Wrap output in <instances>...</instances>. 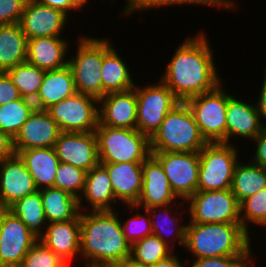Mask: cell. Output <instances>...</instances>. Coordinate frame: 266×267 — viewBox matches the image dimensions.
<instances>
[{
    "instance_id": "cb8c5ba5",
    "label": "cell",
    "mask_w": 266,
    "mask_h": 267,
    "mask_svg": "<svg viewBox=\"0 0 266 267\" xmlns=\"http://www.w3.org/2000/svg\"><path fill=\"white\" fill-rule=\"evenodd\" d=\"M64 39L61 36L28 39L27 62L45 71L66 66L68 64V58L66 57L70 42L68 39Z\"/></svg>"
},
{
    "instance_id": "277c9868",
    "label": "cell",
    "mask_w": 266,
    "mask_h": 267,
    "mask_svg": "<svg viewBox=\"0 0 266 267\" xmlns=\"http://www.w3.org/2000/svg\"><path fill=\"white\" fill-rule=\"evenodd\" d=\"M206 144L185 102H180L165 116L150 138L151 152H200Z\"/></svg>"
},
{
    "instance_id": "44dd1931",
    "label": "cell",
    "mask_w": 266,
    "mask_h": 267,
    "mask_svg": "<svg viewBox=\"0 0 266 267\" xmlns=\"http://www.w3.org/2000/svg\"><path fill=\"white\" fill-rule=\"evenodd\" d=\"M40 240L71 266L80 254V213L75 219L47 223Z\"/></svg>"
},
{
    "instance_id": "d6986e66",
    "label": "cell",
    "mask_w": 266,
    "mask_h": 267,
    "mask_svg": "<svg viewBox=\"0 0 266 267\" xmlns=\"http://www.w3.org/2000/svg\"><path fill=\"white\" fill-rule=\"evenodd\" d=\"M99 123L112 128L137 129L135 89L105 94L99 100Z\"/></svg>"
},
{
    "instance_id": "4fadbf2b",
    "label": "cell",
    "mask_w": 266,
    "mask_h": 267,
    "mask_svg": "<svg viewBox=\"0 0 266 267\" xmlns=\"http://www.w3.org/2000/svg\"><path fill=\"white\" fill-rule=\"evenodd\" d=\"M38 239L8 209H0V267H19Z\"/></svg>"
},
{
    "instance_id": "d4e9b609",
    "label": "cell",
    "mask_w": 266,
    "mask_h": 267,
    "mask_svg": "<svg viewBox=\"0 0 266 267\" xmlns=\"http://www.w3.org/2000/svg\"><path fill=\"white\" fill-rule=\"evenodd\" d=\"M75 93L74 77L68 64L59 69L46 71L38 94L33 100L35 109L46 110Z\"/></svg>"
},
{
    "instance_id": "e575fe53",
    "label": "cell",
    "mask_w": 266,
    "mask_h": 267,
    "mask_svg": "<svg viewBox=\"0 0 266 267\" xmlns=\"http://www.w3.org/2000/svg\"><path fill=\"white\" fill-rule=\"evenodd\" d=\"M173 249L158 236L151 234L131 245L130 260L146 266H152L167 258Z\"/></svg>"
},
{
    "instance_id": "d6a6232c",
    "label": "cell",
    "mask_w": 266,
    "mask_h": 267,
    "mask_svg": "<svg viewBox=\"0 0 266 267\" xmlns=\"http://www.w3.org/2000/svg\"><path fill=\"white\" fill-rule=\"evenodd\" d=\"M34 109V102L22 97L0 105V130L14 139Z\"/></svg>"
},
{
    "instance_id": "8d00e7d4",
    "label": "cell",
    "mask_w": 266,
    "mask_h": 267,
    "mask_svg": "<svg viewBox=\"0 0 266 267\" xmlns=\"http://www.w3.org/2000/svg\"><path fill=\"white\" fill-rule=\"evenodd\" d=\"M239 206L241 225L250 235L249 223L260 226L266 221V188L243 200Z\"/></svg>"
},
{
    "instance_id": "db71d44e",
    "label": "cell",
    "mask_w": 266,
    "mask_h": 267,
    "mask_svg": "<svg viewBox=\"0 0 266 267\" xmlns=\"http://www.w3.org/2000/svg\"><path fill=\"white\" fill-rule=\"evenodd\" d=\"M261 227H266V221L260 225ZM266 229V228H265Z\"/></svg>"
},
{
    "instance_id": "ac0fdd59",
    "label": "cell",
    "mask_w": 266,
    "mask_h": 267,
    "mask_svg": "<svg viewBox=\"0 0 266 267\" xmlns=\"http://www.w3.org/2000/svg\"><path fill=\"white\" fill-rule=\"evenodd\" d=\"M142 171V190L135 206L148 209L180 202L170 187L163 167L152 154L143 162Z\"/></svg>"
},
{
    "instance_id": "f907efd6",
    "label": "cell",
    "mask_w": 266,
    "mask_h": 267,
    "mask_svg": "<svg viewBox=\"0 0 266 267\" xmlns=\"http://www.w3.org/2000/svg\"><path fill=\"white\" fill-rule=\"evenodd\" d=\"M86 267H120L116 264L109 263V262H98V261H89L85 260Z\"/></svg>"
},
{
    "instance_id": "7bdbcfd3",
    "label": "cell",
    "mask_w": 266,
    "mask_h": 267,
    "mask_svg": "<svg viewBox=\"0 0 266 267\" xmlns=\"http://www.w3.org/2000/svg\"><path fill=\"white\" fill-rule=\"evenodd\" d=\"M21 95L7 72H0V105L18 100Z\"/></svg>"
},
{
    "instance_id": "e0dca14e",
    "label": "cell",
    "mask_w": 266,
    "mask_h": 267,
    "mask_svg": "<svg viewBox=\"0 0 266 267\" xmlns=\"http://www.w3.org/2000/svg\"><path fill=\"white\" fill-rule=\"evenodd\" d=\"M61 130L46 110L34 109L13 139L15 154L30 148L54 147Z\"/></svg>"
},
{
    "instance_id": "5bb4252c",
    "label": "cell",
    "mask_w": 266,
    "mask_h": 267,
    "mask_svg": "<svg viewBox=\"0 0 266 267\" xmlns=\"http://www.w3.org/2000/svg\"><path fill=\"white\" fill-rule=\"evenodd\" d=\"M37 191L32 175L18 154L0 161V209H8Z\"/></svg>"
},
{
    "instance_id": "30bf717a",
    "label": "cell",
    "mask_w": 266,
    "mask_h": 267,
    "mask_svg": "<svg viewBox=\"0 0 266 267\" xmlns=\"http://www.w3.org/2000/svg\"><path fill=\"white\" fill-rule=\"evenodd\" d=\"M138 86L135 84L137 97V130L151 138L159 129L165 116L180 101L173 92L161 81Z\"/></svg>"
},
{
    "instance_id": "bcb514c9",
    "label": "cell",
    "mask_w": 266,
    "mask_h": 267,
    "mask_svg": "<svg viewBox=\"0 0 266 267\" xmlns=\"http://www.w3.org/2000/svg\"><path fill=\"white\" fill-rule=\"evenodd\" d=\"M14 154L13 139L7 133L0 130V161Z\"/></svg>"
},
{
    "instance_id": "4dcf8cb0",
    "label": "cell",
    "mask_w": 266,
    "mask_h": 267,
    "mask_svg": "<svg viewBox=\"0 0 266 267\" xmlns=\"http://www.w3.org/2000/svg\"><path fill=\"white\" fill-rule=\"evenodd\" d=\"M178 204L180 207L182 206L180 203H175V205L169 204V205H165V206H156V207H150V208L146 209L148 211V213L150 215V219H151L152 234L158 236L162 241H164L167 245H169L173 250H175L174 247H175L176 241H178L177 243L179 245H181L182 247L185 246V235H186L187 223L186 224L182 223L181 221H183L184 218L182 217L181 219H179L177 214H176V216H173L172 211H171L172 210L171 208L176 207ZM158 210H160V211H158ZM157 211L159 212L160 215L157 213ZM161 211L165 212L164 214L162 213L163 218L161 217V215H162L160 213ZM170 214H172V216ZM164 215H166L165 218H164ZM157 216H160V218ZM155 219L156 220L158 219V221L159 220H162V221L158 222ZM163 222L165 224H163ZM164 226H166V227H164ZM163 228H165V229H163ZM166 228L168 230H170V229L171 230L173 229V230L170 233V232H168V230ZM173 231H174V234H173ZM172 234H173L172 238L168 237L169 235L171 236ZM168 238H171L173 240L169 241Z\"/></svg>"
},
{
    "instance_id": "ab89813d",
    "label": "cell",
    "mask_w": 266,
    "mask_h": 267,
    "mask_svg": "<svg viewBox=\"0 0 266 267\" xmlns=\"http://www.w3.org/2000/svg\"><path fill=\"white\" fill-rule=\"evenodd\" d=\"M194 5L195 3L192 0H127L125 5V9H123V15L125 17H131L130 14H134L141 11L152 10L153 8L157 9V7L163 6H174V5ZM125 10V11H124ZM130 15V16H129Z\"/></svg>"
},
{
    "instance_id": "5b68a950",
    "label": "cell",
    "mask_w": 266,
    "mask_h": 267,
    "mask_svg": "<svg viewBox=\"0 0 266 267\" xmlns=\"http://www.w3.org/2000/svg\"><path fill=\"white\" fill-rule=\"evenodd\" d=\"M80 35L76 56L68 59L77 93L100 100L103 97L101 67L104 54L112 47L108 38Z\"/></svg>"
},
{
    "instance_id": "2e32d148",
    "label": "cell",
    "mask_w": 266,
    "mask_h": 267,
    "mask_svg": "<svg viewBox=\"0 0 266 267\" xmlns=\"http://www.w3.org/2000/svg\"><path fill=\"white\" fill-rule=\"evenodd\" d=\"M54 149L60 162L87 172L99 163L95 132H61Z\"/></svg>"
},
{
    "instance_id": "9a60e30c",
    "label": "cell",
    "mask_w": 266,
    "mask_h": 267,
    "mask_svg": "<svg viewBox=\"0 0 266 267\" xmlns=\"http://www.w3.org/2000/svg\"><path fill=\"white\" fill-rule=\"evenodd\" d=\"M69 16L59 9L27 0L19 24L28 39L62 36Z\"/></svg>"
},
{
    "instance_id": "1f68e13d",
    "label": "cell",
    "mask_w": 266,
    "mask_h": 267,
    "mask_svg": "<svg viewBox=\"0 0 266 267\" xmlns=\"http://www.w3.org/2000/svg\"><path fill=\"white\" fill-rule=\"evenodd\" d=\"M8 210L23 221L37 239L44 235L47 219L39 190L18 200Z\"/></svg>"
},
{
    "instance_id": "60d3db41",
    "label": "cell",
    "mask_w": 266,
    "mask_h": 267,
    "mask_svg": "<svg viewBox=\"0 0 266 267\" xmlns=\"http://www.w3.org/2000/svg\"><path fill=\"white\" fill-rule=\"evenodd\" d=\"M250 264V256H225L195 259L189 267H250Z\"/></svg>"
},
{
    "instance_id": "3957f363",
    "label": "cell",
    "mask_w": 266,
    "mask_h": 267,
    "mask_svg": "<svg viewBox=\"0 0 266 267\" xmlns=\"http://www.w3.org/2000/svg\"><path fill=\"white\" fill-rule=\"evenodd\" d=\"M251 238L241 223L202 224L188 221L184 249L189 250L195 259L250 256L252 265Z\"/></svg>"
},
{
    "instance_id": "816d5d0a",
    "label": "cell",
    "mask_w": 266,
    "mask_h": 267,
    "mask_svg": "<svg viewBox=\"0 0 266 267\" xmlns=\"http://www.w3.org/2000/svg\"><path fill=\"white\" fill-rule=\"evenodd\" d=\"M120 267H150V266H146L143 264H139L136 262L131 261L130 259H128L124 264H122Z\"/></svg>"
},
{
    "instance_id": "ffe728a7",
    "label": "cell",
    "mask_w": 266,
    "mask_h": 267,
    "mask_svg": "<svg viewBox=\"0 0 266 267\" xmlns=\"http://www.w3.org/2000/svg\"><path fill=\"white\" fill-rule=\"evenodd\" d=\"M255 104V105H254ZM249 104L231 96L226 109V143H231V138L243 137L253 140L263 130L260 114L256 103ZM236 136V137H235Z\"/></svg>"
},
{
    "instance_id": "7402d4cb",
    "label": "cell",
    "mask_w": 266,
    "mask_h": 267,
    "mask_svg": "<svg viewBox=\"0 0 266 267\" xmlns=\"http://www.w3.org/2000/svg\"><path fill=\"white\" fill-rule=\"evenodd\" d=\"M102 165L109 174L116 201H121L126 206L136 205L142 190L143 163L123 162Z\"/></svg>"
},
{
    "instance_id": "52a82bcc",
    "label": "cell",
    "mask_w": 266,
    "mask_h": 267,
    "mask_svg": "<svg viewBox=\"0 0 266 267\" xmlns=\"http://www.w3.org/2000/svg\"><path fill=\"white\" fill-rule=\"evenodd\" d=\"M235 144L207 143L199 152L197 191L231 189L233 172L239 158Z\"/></svg>"
},
{
    "instance_id": "74e56055",
    "label": "cell",
    "mask_w": 266,
    "mask_h": 267,
    "mask_svg": "<svg viewBox=\"0 0 266 267\" xmlns=\"http://www.w3.org/2000/svg\"><path fill=\"white\" fill-rule=\"evenodd\" d=\"M19 267H70L38 239L23 258Z\"/></svg>"
},
{
    "instance_id": "484cf974",
    "label": "cell",
    "mask_w": 266,
    "mask_h": 267,
    "mask_svg": "<svg viewBox=\"0 0 266 267\" xmlns=\"http://www.w3.org/2000/svg\"><path fill=\"white\" fill-rule=\"evenodd\" d=\"M32 175L38 190L54 187L60 160L54 147L30 148L18 153Z\"/></svg>"
},
{
    "instance_id": "ba28073f",
    "label": "cell",
    "mask_w": 266,
    "mask_h": 267,
    "mask_svg": "<svg viewBox=\"0 0 266 267\" xmlns=\"http://www.w3.org/2000/svg\"><path fill=\"white\" fill-rule=\"evenodd\" d=\"M222 85L185 101L207 143H226V109L232 95Z\"/></svg>"
},
{
    "instance_id": "7c38bea8",
    "label": "cell",
    "mask_w": 266,
    "mask_h": 267,
    "mask_svg": "<svg viewBox=\"0 0 266 267\" xmlns=\"http://www.w3.org/2000/svg\"><path fill=\"white\" fill-rule=\"evenodd\" d=\"M160 162L176 196L185 201L197 191L199 152H151Z\"/></svg>"
},
{
    "instance_id": "f35d334b",
    "label": "cell",
    "mask_w": 266,
    "mask_h": 267,
    "mask_svg": "<svg viewBox=\"0 0 266 267\" xmlns=\"http://www.w3.org/2000/svg\"><path fill=\"white\" fill-rule=\"evenodd\" d=\"M132 211L138 210L136 215L131 218H127L125 221H121L122 230L126 240L132 245L134 242L141 240L148 235L152 234L151 219L146 209H140L135 205H128ZM139 210H143L144 214H139Z\"/></svg>"
},
{
    "instance_id": "7a4b0ae2",
    "label": "cell",
    "mask_w": 266,
    "mask_h": 267,
    "mask_svg": "<svg viewBox=\"0 0 266 267\" xmlns=\"http://www.w3.org/2000/svg\"><path fill=\"white\" fill-rule=\"evenodd\" d=\"M119 212L80 211V254L84 260L121 266L131 256Z\"/></svg>"
},
{
    "instance_id": "8fae6325",
    "label": "cell",
    "mask_w": 266,
    "mask_h": 267,
    "mask_svg": "<svg viewBox=\"0 0 266 267\" xmlns=\"http://www.w3.org/2000/svg\"><path fill=\"white\" fill-rule=\"evenodd\" d=\"M46 111L61 132H95L99 124V100L77 92L51 105Z\"/></svg>"
},
{
    "instance_id": "9c48e42d",
    "label": "cell",
    "mask_w": 266,
    "mask_h": 267,
    "mask_svg": "<svg viewBox=\"0 0 266 267\" xmlns=\"http://www.w3.org/2000/svg\"><path fill=\"white\" fill-rule=\"evenodd\" d=\"M188 202V204H186ZM190 203V204H189ZM193 223H241L240 206L231 189L196 191L185 201Z\"/></svg>"
},
{
    "instance_id": "f5cc1de1",
    "label": "cell",
    "mask_w": 266,
    "mask_h": 267,
    "mask_svg": "<svg viewBox=\"0 0 266 267\" xmlns=\"http://www.w3.org/2000/svg\"><path fill=\"white\" fill-rule=\"evenodd\" d=\"M228 3H229V5H231V7L232 8H234V10H235V8H237L236 6H235V4H234V1L233 0H226Z\"/></svg>"
},
{
    "instance_id": "603a6c76",
    "label": "cell",
    "mask_w": 266,
    "mask_h": 267,
    "mask_svg": "<svg viewBox=\"0 0 266 267\" xmlns=\"http://www.w3.org/2000/svg\"><path fill=\"white\" fill-rule=\"evenodd\" d=\"M83 199L87 205H84ZM78 204L80 211L85 209L87 211V208L89 211H114L116 208L114 204H117V201L110 177L102 164L98 163L87 172L84 190L78 199Z\"/></svg>"
},
{
    "instance_id": "4316f807",
    "label": "cell",
    "mask_w": 266,
    "mask_h": 267,
    "mask_svg": "<svg viewBox=\"0 0 266 267\" xmlns=\"http://www.w3.org/2000/svg\"><path fill=\"white\" fill-rule=\"evenodd\" d=\"M117 52V49L112 46L103 56L101 67L103 96L134 89L136 84L132 79L133 75L130 74L129 66Z\"/></svg>"
},
{
    "instance_id": "d590c367",
    "label": "cell",
    "mask_w": 266,
    "mask_h": 267,
    "mask_svg": "<svg viewBox=\"0 0 266 267\" xmlns=\"http://www.w3.org/2000/svg\"><path fill=\"white\" fill-rule=\"evenodd\" d=\"M86 174L87 171L81 168L60 162L54 180V187L62 189L79 199L84 190Z\"/></svg>"
},
{
    "instance_id": "836d02e7",
    "label": "cell",
    "mask_w": 266,
    "mask_h": 267,
    "mask_svg": "<svg viewBox=\"0 0 266 267\" xmlns=\"http://www.w3.org/2000/svg\"><path fill=\"white\" fill-rule=\"evenodd\" d=\"M45 72L28 62L18 64L7 71L21 97L32 101L38 94Z\"/></svg>"
},
{
    "instance_id": "b9f144b4",
    "label": "cell",
    "mask_w": 266,
    "mask_h": 267,
    "mask_svg": "<svg viewBox=\"0 0 266 267\" xmlns=\"http://www.w3.org/2000/svg\"><path fill=\"white\" fill-rule=\"evenodd\" d=\"M27 0H0V26L19 23Z\"/></svg>"
},
{
    "instance_id": "f546056e",
    "label": "cell",
    "mask_w": 266,
    "mask_h": 267,
    "mask_svg": "<svg viewBox=\"0 0 266 267\" xmlns=\"http://www.w3.org/2000/svg\"><path fill=\"white\" fill-rule=\"evenodd\" d=\"M266 188V169L252 163L237 162L233 172L231 190L238 203Z\"/></svg>"
},
{
    "instance_id": "c3c4849f",
    "label": "cell",
    "mask_w": 266,
    "mask_h": 267,
    "mask_svg": "<svg viewBox=\"0 0 266 267\" xmlns=\"http://www.w3.org/2000/svg\"><path fill=\"white\" fill-rule=\"evenodd\" d=\"M181 257L179 258L174 252L170 254L167 258L162 259L155 263L154 265L150 267H185V264L180 260Z\"/></svg>"
},
{
    "instance_id": "83f0119b",
    "label": "cell",
    "mask_w": 266,
    "mask_h": 267,
    "mask_svg": "<svg viewBox=\"0 0 266 267\" xmlns=\"http://www.w3.org/2000/svg\"><path fill=\"white\" fill-rule=\"evenodd\" d=\"M27 62V37L19 23L0 26V72Z\"/></svg>"
},
{
    "instance_id": "f1b7e54d",
    "label": "cell",
    "mask_w": 266,
    "mask_h": 267,
    "mask_svg": "<svg viewBox=\"0 0 266 267\" xmlns=\"http://www.w3.org/2000/svg\"><path fill=\"white\" fill-rule=\"evenodd\" d=\"M41 192L47 223L75 219L79 213L78 199L62 189L50 187Z\"/></svg>"
},
{
    "instance_id": "ee69618b",
    "label": "cell",
    "mask_w": 266,
    "mask_h": 267,
    "mask_svg": "<svg viewBox=\"0 0 266 267\" xmlns=\"http://www.w3.org/2000/svg\"><path fill=\"white\" fill-rule=\"evenodd\" d=\"M40 4L50 6L55 9H59L66 13L68 16L74 12V10L82 9L85 4L88 3L87 0H35ZM70 13V14H69Z\"/></svg>"
},
{
    "instance_id": "8992f818",
    "label": "cell",
    "mask_w": 266,
    "mask_h": 267,
    "mask_svg": "<svg viewBox=\"0 0 266 267\" xmlns=\"http://www.w3.org/2000/svg\"><path fill=\"white\" fill-rule=\"evenodd\" d=\"M95 134L100 164L143 163L152 154L150 138L137 129L112 128L99 123Z\"/></svg>"
},
{
    "instance_id": "681fc988",
    "label": "cell",
    "mask_w": 266,
    "mask_h": 267,
    "mask_svg": "<svg viewBox=\"0 0 266 267\" xmlns=\"http://www.w3.org/2000/svg\"><path fill=\"white\" fill-rule=\"evenodd\" d=\"M194 3H195V5H200V6H202V5H204V6H206V5H208L209 7H221V8H223V9H233L232 7H231V5H229V3L226 1V0H192Z\"/></svg>"
},
{
    "instance_id": "f6af8a7d",
    "label": "cell",
    "mask_w": 266,
    "mask_h": 267,
    "mask_svg": "<svg viewBox=\"0 0 266 267\" xmlns=\"http://www.w3.org/2000/svg\"><path fill=\"white\" fill-rule=\"evenodd\" d=\"M252 141L256 144V150L252 155L251 162L266 169V129Z\"/></svg>"
},
{
    "instance_id": "6da1fadb",
    "label": "cell",
    "mask_w": 266,
    "mask_h": 267,
    "mask_svg": "<svg viewBox=\"0 0 266 267\" xmlns=\"http://www.w3.org/2000/svg\"><path fill=\"white\" fill-rule=\"evenodd\" d=\"M206 38L202 32L186 37L160 78L180 102L209 92L222 83L215 66L213 49Z\"/></svg>"
},
{
    "instance_id": "7dc6e473",
    "label": "cell",
    "mask_w": 266,
    "mask_h": 267,
    "mask_svg": "<svg viewBox=\"0 0 266 267\" xmlns=\"http://www.w3.org/2000/svg\"><path fill=\"white\" fill-rule=\"evenodd\" d=\"M264 79H263V84H262V89L260 90V95L258 96L256 106H257V110L260 114L261 117V121H262V125L264 127V129H266V122L263 123L264 121H266V66L264 67ZM264 119V121H263Z\"/></svg>"
}]
</instances>
